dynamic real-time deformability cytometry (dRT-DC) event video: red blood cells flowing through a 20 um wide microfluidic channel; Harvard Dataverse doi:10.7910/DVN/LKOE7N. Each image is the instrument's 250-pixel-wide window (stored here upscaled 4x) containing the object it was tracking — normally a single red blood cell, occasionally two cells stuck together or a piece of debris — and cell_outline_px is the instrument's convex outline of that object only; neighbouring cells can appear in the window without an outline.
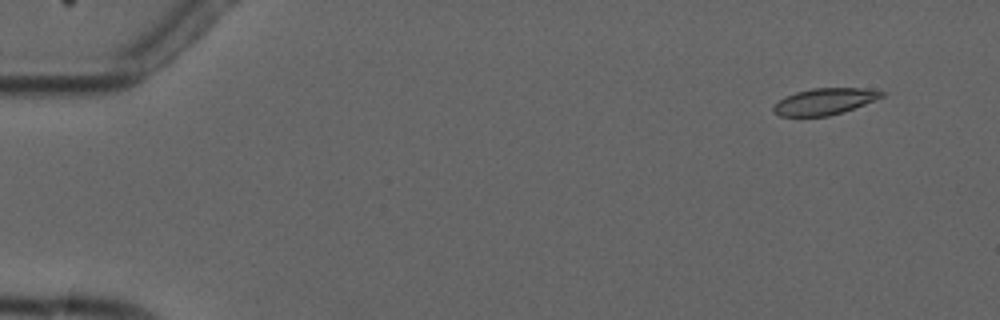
{"species": "common noctule bat (a hibernating species)", "species_latin": "Nyctalus noctula", "temperature_condition": "cold", "stored_images_in_passage": 10, "camera_frame_rate_fps": 3000, "um_per_image_px": 0.085, "animal": {"sex": "male", "forearm_length_mm": 52.5}, "frame": {"image": 1, "passage_image": 1, "time_ms": 0.0, "image_size_px": [1000, 320], "cell_outline_px": [[884, 96], [864, 104], [828, 116], [780, 116], [772, 112], [772, 108], [784, 96], [796, 92], [812, 88], [864, 88], [884, 92]], "centroid_in_image_um": [70.04, 8.62], "position_along_channel_um": 15.0, "area_um2": 16.42}}
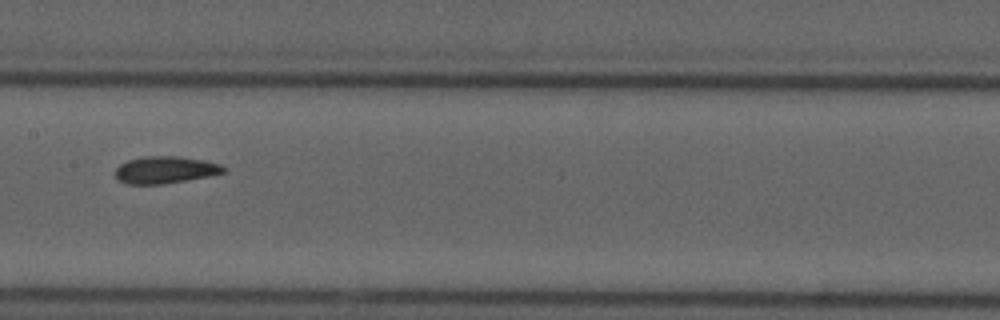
{"frame": {"image": 2, "passage_image": 7, "time_ms": 8.0, "image_size_px": [1000, 320], "cell_outline_px": [[228, 172], [208, 176], [164, 184], [128, 184], [116, 180], [116, 168], [120, 164], [128, 160], [144, 156], [180, 156], [204, 160], [220, 164], [228, 168]], "centroid_in_image_um": [14.07, 14.43], "position_along_channel_um": 193.3, "area_um2": 17.28}}
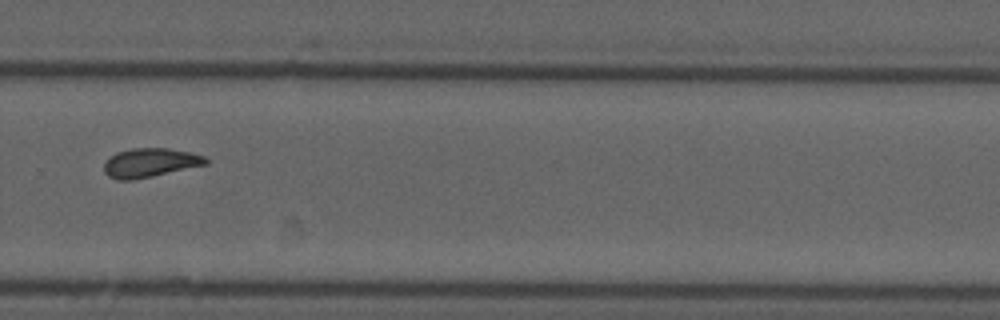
{"frame": {"image": 3, "passage_image": 10, "time_ms": 11.333, "image_size_px": [1000, 320], "cell_outline_px": [[208, 164], [152, 176], [132, 180], [116, 180], [108, 176], [104, 172], [104, 164], [116, 152], [132, 148], [168, 148], [188, 152], [204, 156], [208, 160]], "centroid_in_image_um": [12.74, 13.83], "position_along_channel_um": 317.1, "area_um2": 17.05}}